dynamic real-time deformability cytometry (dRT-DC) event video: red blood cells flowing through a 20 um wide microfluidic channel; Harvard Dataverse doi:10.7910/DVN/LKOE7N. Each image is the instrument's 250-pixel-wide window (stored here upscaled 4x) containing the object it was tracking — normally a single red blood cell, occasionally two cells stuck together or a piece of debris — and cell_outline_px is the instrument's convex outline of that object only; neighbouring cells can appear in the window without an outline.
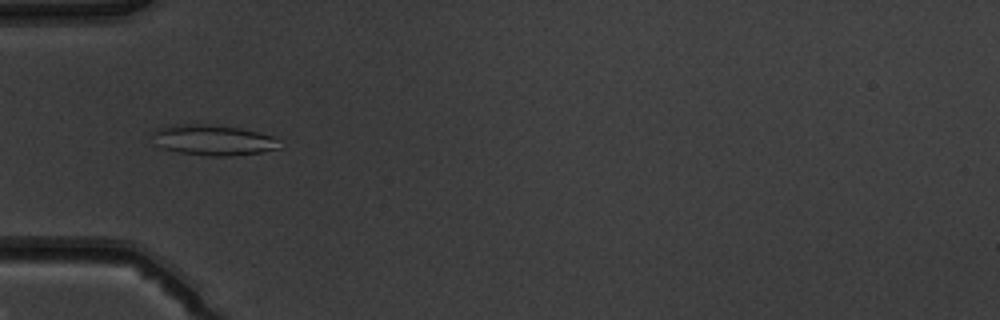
{"species": "common noctule bat (a hibernating species)", "species_latin": "Nyctalus noctula", "temperature_condition": "warm", "stored_images_in_passage": 18, "camera_frame_rate_fps": 3000, "um_per_image_px": 0.085, "animal": {"sex": "male", "body_mass_g": 19.5, "forearm_length_mm": 54.6}, "frame": {"image": 1, "passage_image": 3, "time_ms": 0.667, "image_size_px": [1000, 320], "cell_outline_px": [[280, 148], [260, 152], [228, 156], [212, 156], [180, 152], [160, 148], [156, 144], [152, 132], [156, 128], [172, 124], [208, 124], [240, 128], [272, 136], [280, 140]], "centroid_in_image_um": [18.09, 11.9], "position_along_channel_um": 66.9, "area_um2": 22.6}}
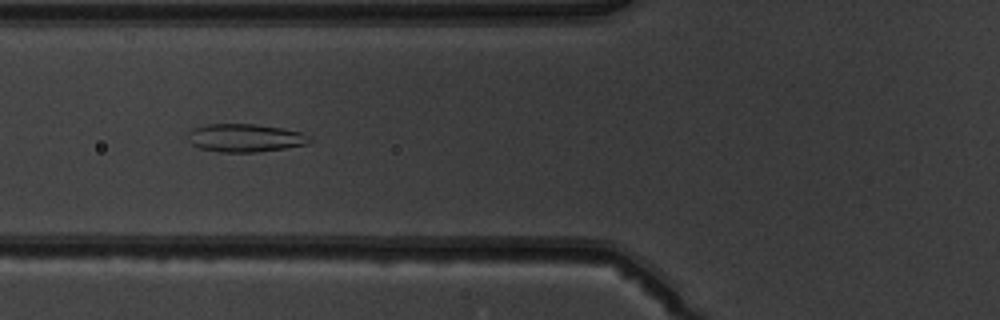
{"frame": {"image": 2, "passage_image": 6, "time_ms": 1.667, "image_size_px": [1000, 320], "cell_outline_px": [[312, 140], [308, 144], [284, 148], [256, 152], [220, 152], [200, 148], [192, 144], [188, 140], [188, 132], [192, 128], [208, 124], [252, 124], [280, 128], [300, 132], [312, 136]], "centroid_in_image_um": [20.83, 11.72], "position_along_channel_um": 105.0, "area_um2": 19.88}}